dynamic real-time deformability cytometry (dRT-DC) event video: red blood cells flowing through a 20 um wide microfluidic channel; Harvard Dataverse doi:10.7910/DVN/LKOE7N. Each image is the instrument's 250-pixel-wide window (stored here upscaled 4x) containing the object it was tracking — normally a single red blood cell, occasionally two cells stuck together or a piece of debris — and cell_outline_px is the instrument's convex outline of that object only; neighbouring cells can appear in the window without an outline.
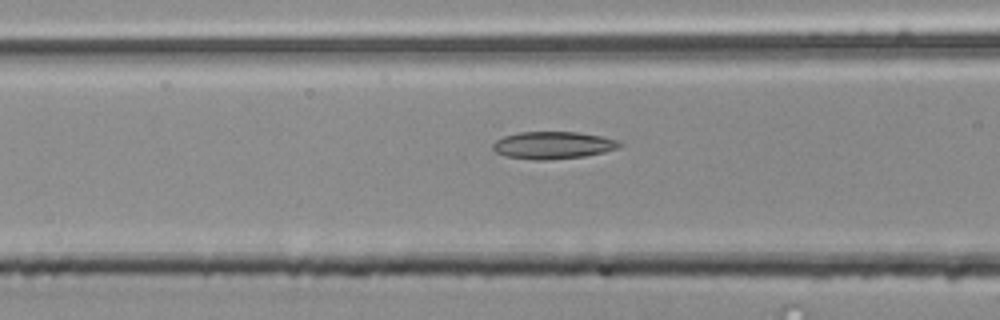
{"species": "common noctule bat (a hibernating species)", "species_latin": "Nyctalus noctula", "temperature_condition": "room temperature", "stored_images_in_passage": 13, "camera_frame_rate_fps": 3000, "um_per_image_px": 0.085, "animal": {"sex": "male", "body_mass_g": 20.4}, "frame": {"image": 1, "passage_image": 11, "time_ms": 3.333, "image_size_px": [1000, 320], "cell_outline_px": [[624, 144], [620, 148], [604, 152], [584, 156], [548, 160], [536, 160], [504, 156], [496, 152], [492, 148], [492, 144], [496, 140], [504, 136], [520, 132], [576, 132], [600, 136], [620, 140]], "centroid_in_image_um": [47.03, 12.34], "position_along_channel_um": 119.6, "area_um2": 20.29}}